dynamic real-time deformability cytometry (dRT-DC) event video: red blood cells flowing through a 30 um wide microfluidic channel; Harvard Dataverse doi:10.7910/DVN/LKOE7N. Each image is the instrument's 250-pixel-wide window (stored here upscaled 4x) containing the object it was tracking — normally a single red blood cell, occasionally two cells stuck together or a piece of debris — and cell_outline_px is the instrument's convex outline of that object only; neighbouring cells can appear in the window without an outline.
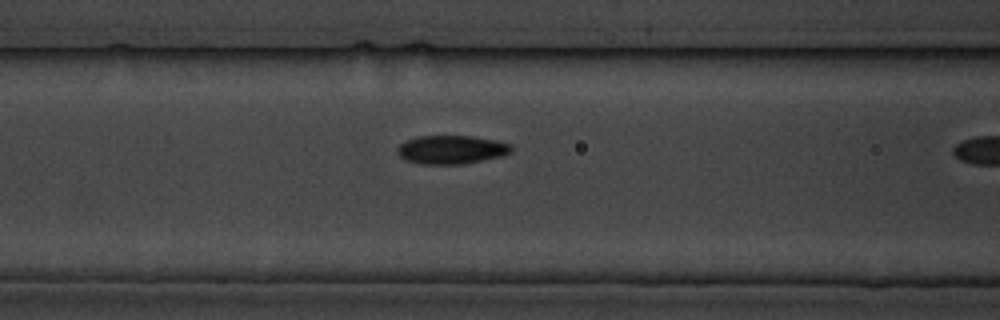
{"species": "common noctule bat (a hibernating species)", "species_latin": "Nyctalus noctula", "temperature_condition": "cold", "stored_images_in_passage": 6, "camera_frame_rate_fps": 3000, "um_per_image_px": 0.085, "animal": {"sex": "male", "body_mass_g": 19.5, "forearm_length_mm": 54.6}, "frame": {"image": 1, "passage_image": 5, "time_ms": 5.333, "image_size_px": [1000, 320], "cell_outline_px": [[512, 152], [500, 156], [460, 164], [420, 164], [404, 160], [396, 152], [396, 148], [404, 140], [416, 136], [472, 136], [496, 140], [512, 144]], "centroid_in_image_um": [38.32, 12.71], "position_along_channel_um": 128.3, "area_um2": 19.07}}